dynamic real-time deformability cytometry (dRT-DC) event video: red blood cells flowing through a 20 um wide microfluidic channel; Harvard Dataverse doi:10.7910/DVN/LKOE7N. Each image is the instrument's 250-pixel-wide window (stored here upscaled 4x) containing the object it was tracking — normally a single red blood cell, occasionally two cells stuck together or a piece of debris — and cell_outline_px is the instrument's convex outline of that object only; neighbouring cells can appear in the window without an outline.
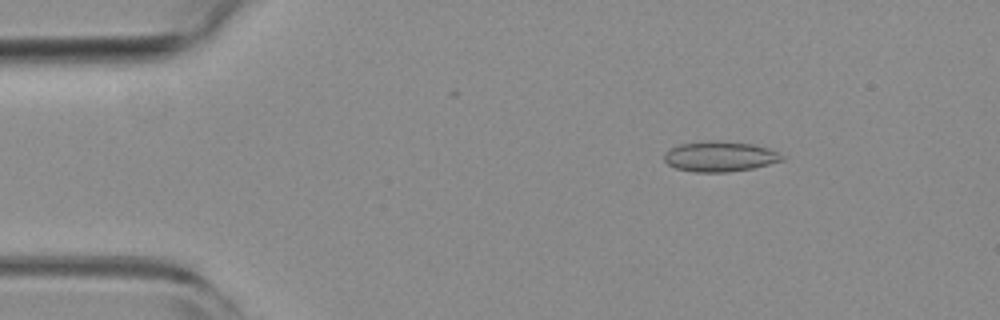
{"species": "common noctule bat (a hibernating species)", "species_latin": "Nyctalus noctula", "temperature_condition": "room temperature", "stored_images_in_passage": 53, "camera_frame_rate_fps": 3000, "um_per_image_px": 0.085, "animal": {"sex": "female", "body_mass_g": 19.3, "forearm_length_mm": 54.1}, "frame": {"image": 1, "passage_image": 7, "time_ms": 2.0, "image_size_px": [1000, 320], "cell_outline_px": [[784, 160], [752, 168], [728, 172], [692, 172], [676, 168], [668, 164], [664, 160], [664, 152], [680, 144], [712, 140], [752, 144], [768, 148], [784, 156]], "centroid_in_image_um": [61.16, 13.3], "position_along_channel_um": 23.8, "area_um2": 20.63}}
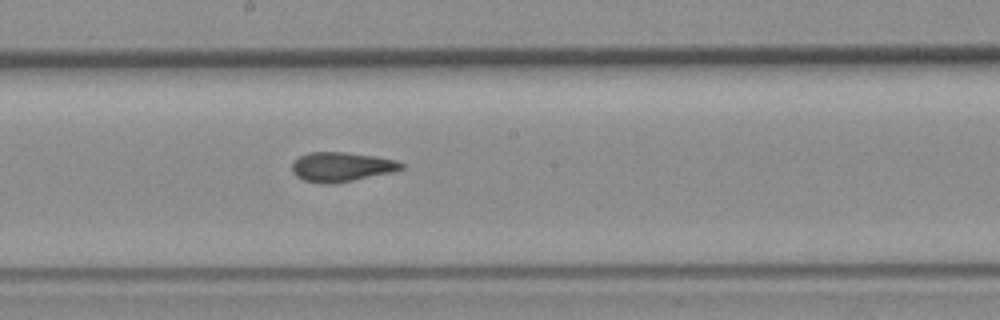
{"frame": {"image": 2, "passage_image": 28, "time_ms": 9.0, "image_size_px": [1000, 320], "cell_outline_px": [[404, 168], [392, 172], [332, 184], [324, 184], [304, 180], [296, 176], [292, 172], [292, 164], [300, 156], [312, 152], [344, 152], [372, 156], [396, 160], [404, 164]], "centroid_in_image_um": [29.01, 14.19], "position_along_channel_um": 219.2, "area_um2": 18.5}}
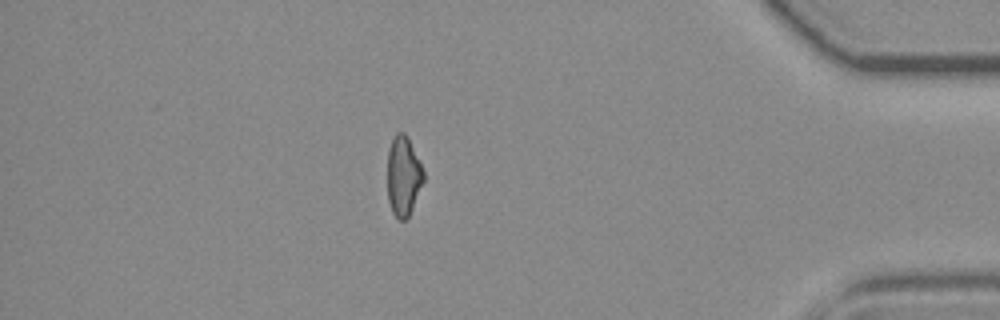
{"frame": {"image": 3, "passage_image": 46, "time_ms": 15.0, "image_size_px": [1000, 320], "cell_outline_px": [[424, 180], [412, 208], [408, 216], [404, 220], [400, 220], [392, 212], [388, 200], [388, 148], [396, 132], [404, 132], [408, 136], [424, 172]], "centroid_in_image_um": [34.28, 14.93], "position_along_channel_um": 400.9, "area_um2": 16.65}, "authors_computed_cell_mechanics": {"area_um2": 18.7272, "velocity_mm_per_s": 3.7761, "shape_relaxation_time_tau1_ms": null, "shape_relaxation_time_tau2_ms": 2.5719, "deformation_change_tau1": null, "deformation_change_tau2": 0.0624}}